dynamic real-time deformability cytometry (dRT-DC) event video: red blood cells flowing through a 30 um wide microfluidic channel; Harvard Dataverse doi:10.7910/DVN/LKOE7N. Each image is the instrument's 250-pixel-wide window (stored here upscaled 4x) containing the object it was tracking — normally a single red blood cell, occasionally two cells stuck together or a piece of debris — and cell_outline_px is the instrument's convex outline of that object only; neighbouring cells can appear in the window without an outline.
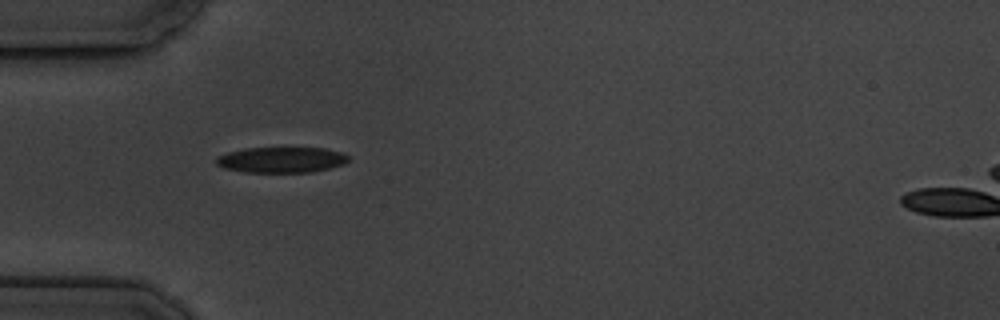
{"species": "common noctule bat (a hibernating species)", "species_latin": "Nyctalus noctula", "temperature_condition": "cold", "stored_images_in_passage": 3, "camera_frame_rate_fps": 3000, "um_per_image_px": 0.085, "animal": {"sex": "male", "body_mass_g": 19.5, "forearm_length_mm": 54.6}, "frame": {"image": 1, "passage_image": 1, "time_ms": 0.0, "image_size_px": [1000, 320], "cell_outline_px": [[348, 160], [344, 164], [312, 172], [244, 172], [224, 168], [216, 164], [216, 156], [228, 152], [248, 148], [324, 148], [344, 152], [348, 156]], "centroid_in_image_um": [23.92, 13.58], "position_along_channel_um": 61.1, "area_um2": 19.77}}
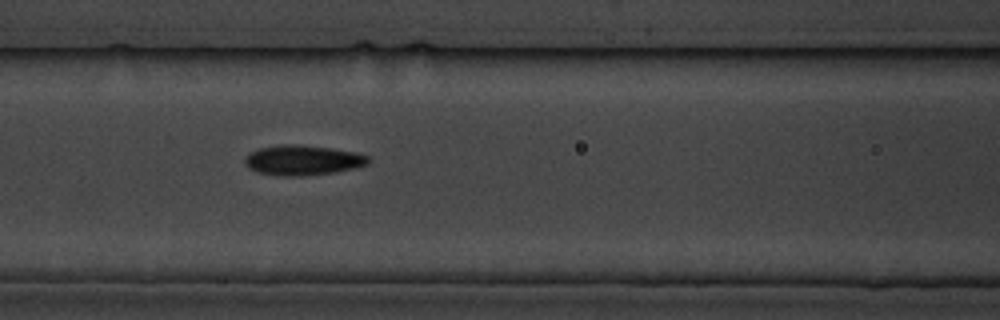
{"frame": {"image": 2, "passage_image": 3, "time_ms": 2.333, "image_size_px": [1000, 320], "cell_outline_px": [[368, 164], [336, 172], [300, 176], [284, 176], [256, 172], [248, 168], [244, 164], [244, 160], [248, 152], [260, 148], [280, 144], [296, 144], [328, 148], [356, 152], [368, 156]], "centroid_in_image_um": [25.67, 13.61], "position_along_channel_um": 140.9, "area_um2": 21.56}}